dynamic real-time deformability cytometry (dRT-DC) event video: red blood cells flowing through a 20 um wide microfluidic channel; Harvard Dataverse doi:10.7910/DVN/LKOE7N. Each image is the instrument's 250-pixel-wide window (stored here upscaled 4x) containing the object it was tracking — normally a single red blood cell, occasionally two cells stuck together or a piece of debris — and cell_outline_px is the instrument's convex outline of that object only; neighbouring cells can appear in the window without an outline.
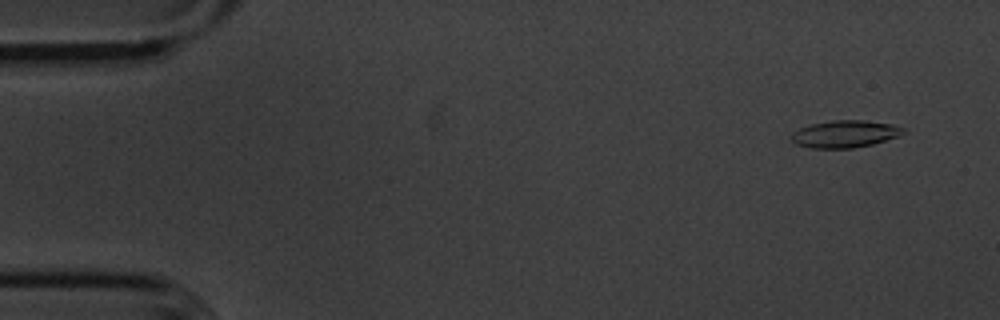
{"species": "common noctule bat (a hibernating species)", "species_latin": "Nyctalus noctula", "temperature_condition": "cold", "stored_images_in_passage": 56, "camera_frame_rate_fps": 3000, "um_per_image_px": 0.085, "animal": {"sex": "male", "body_mass_g": 20.1, "forearm_length_mm": 53.5}, "frame": {"image": 1, "passage_image": 4, "time_ms": 1.0, "image_size_px": [1000, 320], "cell_outline_px": [[904, 132], [900, 136], [872, 144], [852, 148], [812, 148], [796, 144], [792, 140], [792, 132], [800, 128], [812, 124], [832, 120], [864, 120], [892, 124], [904, 128]], "centroid_in_image_um": [71.83, 11.38], "position_along_channel_um": 13.2, "area_um2": 17.63}}
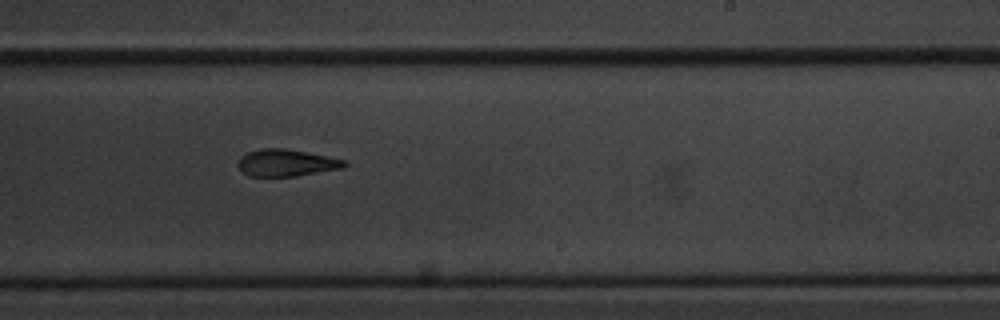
{"frame": {"image": 2, "passage_image": 34, "time_ms": 11.0, "image_size_px": [1000, 320], "cell_outline_px": [[348, 164], [344, 168], [296, 176], [248, 176], [240, 172], [236, 164], [240, 156], [248, 152], [260, 148], [284, 148], [344, 160]], "centroid_in_image_um": [24.26, 13.85], "position_along_channel_um": 264.7, "area_um2": 16.76}}
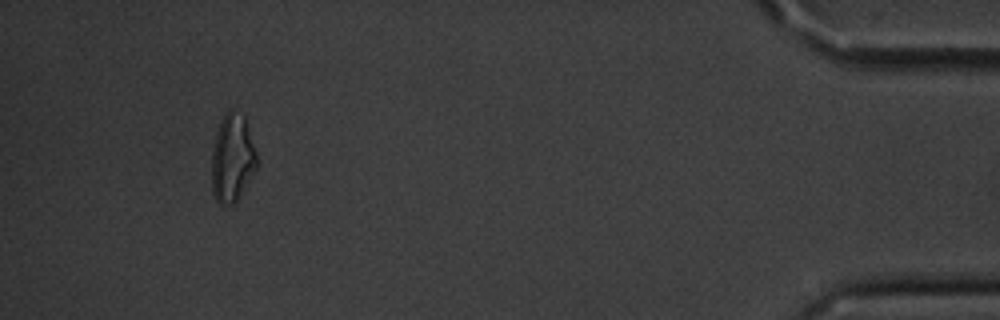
{"frame": {"image": 3, "passage_image": 52, "time_ms": 17.0, "image_size_px": [1000, 320], "cell_outline_px": [[256, 168], [236, 200], [232, 204], [220, 204], [216, 200], [212, 192], [212, 148], [216, 132], [220, 120], [228, 108], [232, 108], [244, 116], [256, 152]], "centroid_in_image_um": [19.72, 13.39], "position_along_channel_um": 415.5, "area_um2": 22.89}, "authors_computed_cell_mechanics": {"area_um2": 17.8602, "velocity_mm_per_s": 3.6041, "shape_relaxation_time_tau1_ms": 3.7171, "shape_relaxation_time_tau2_ms": 4.0485, "deformation_change_tau1": 0.1257, "deformation_change_tau2": 0.1312}}